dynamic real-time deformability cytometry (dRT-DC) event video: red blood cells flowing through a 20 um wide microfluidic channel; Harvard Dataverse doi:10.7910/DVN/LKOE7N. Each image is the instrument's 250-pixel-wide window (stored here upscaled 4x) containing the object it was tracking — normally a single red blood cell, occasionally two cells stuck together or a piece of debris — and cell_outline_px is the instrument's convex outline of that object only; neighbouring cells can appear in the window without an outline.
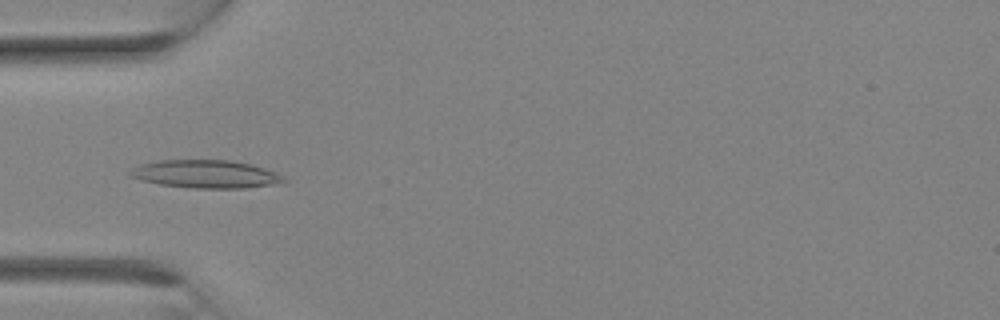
{"species": "Egyptian fruit bat (a non-hibernating species)", "species_latin": "Rousettus aegyptiacus", "temperature_condition": "room temperature", "stored_images_in_passage": 9, "camera_frame_rate_fps": 3000, "um_per_image_px": 0.085, "animal": {"sex": "female"}, "frame": {"image": 1, "passage_image": 4, "time_ms": 1.0, "image_size_px": [1000, 320], "cell_outline_px": [[288, 180], [272, 184], [244, 188], [192, 188], [160, 184], [140, 180], [128, 176], [128, 172], [132, 168], [140, 164], [160, 160], [232, 160], [252, 164], [276, 172], [284, 176]], "centroid_in_image_um": [17.46, 14.79], "position_along_channel_um": 67.5, "area_um2": 25.14}}
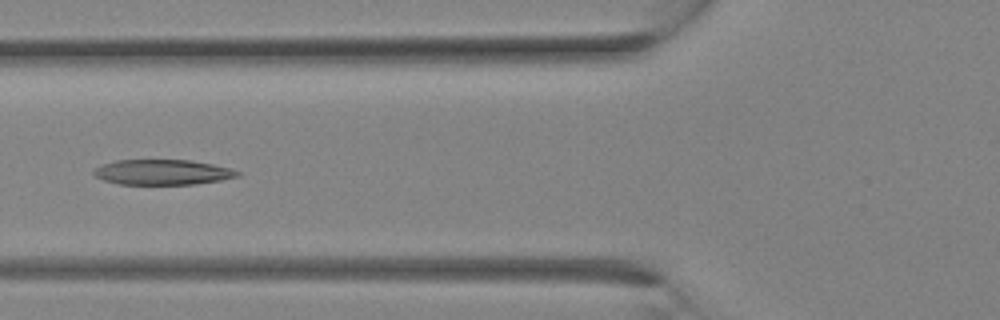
{"frame": {"image": 2, "passage_image": 6, "time_ms": 1.667, "image_size_px": [1000, 320], "cell_outline_px": [[240, 176], [220, 180], [192, 184], [120, 184], [104, 180], [96, 176], [92, 172], [100, 164], [116, 160], [192, 160], [232, 168], [240, 172]], "centroid_in_image_um": [13.82, 14.62], "position_along_channel_um": 112.0, "area_um2": 21.1}}
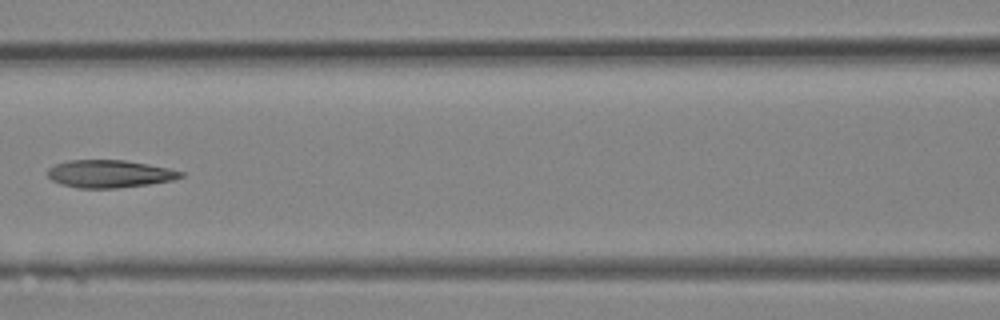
{"frame": {"image": 3, "passage_image": 8, "time_ms": 2.333, "image_size_px": [1000, 320], "cell_outline_px": [[184, 176], [172, 180], [148, 184], [116, 188], [76, 188], [60, 184], [52, 180], [48, 176], [48, 168], [56, 164], [68, 160], [124, 160], [148, 164], [168, 168], [184, 172]], "centroid_in_image_um": [9.29, 14.77], "position_along_channel_um": 157.3, "area_um2": 21.39}}